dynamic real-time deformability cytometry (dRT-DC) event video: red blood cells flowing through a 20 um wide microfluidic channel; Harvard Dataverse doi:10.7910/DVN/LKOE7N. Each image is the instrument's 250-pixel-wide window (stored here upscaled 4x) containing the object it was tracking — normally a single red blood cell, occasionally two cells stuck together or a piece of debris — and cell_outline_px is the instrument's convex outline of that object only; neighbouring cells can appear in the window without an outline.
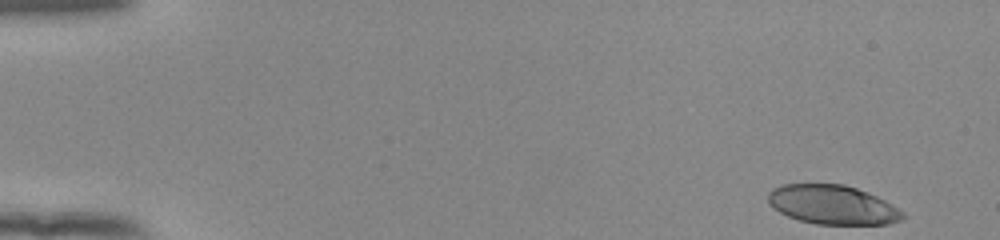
{"species": "human", "species_latin": "Homo sapiens", "temperature_condition": "room temperature", "stored_images_in_passage": 52, "camera_frame_rate_fps": 3000, "um_per_image_px": 0.085, "donor": {"sex": "female"}, "frame": {"image": 1, "passage_image": 1, "time_ms": 0.0, "image_size_px": [1000, 240], "cell_outline_px": [[908, 216], [904, 220], [888, 224], [816, 224], [800, 220], [788, 216], [772, 208], [768, 204], [768, 192], [772, 188], [784, 184], [844, 184], [868, 192], [892, 204], [904, 212]], "centroid_in_image_um": [70.79, 17.41], "position_along_channel_um": 14.2, "area_um2": 30.98}}
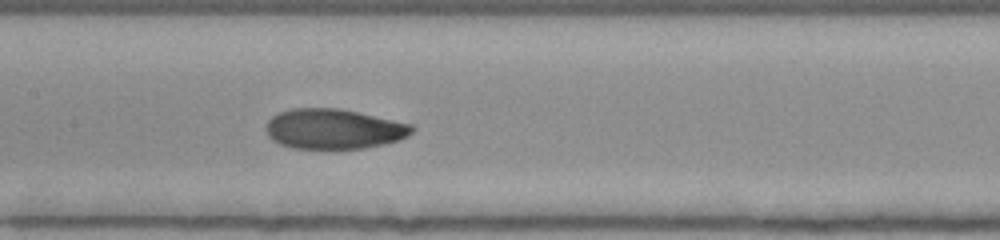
{"frame": {"image": 2, "passage_image": 25, "time_ms": 8.0, "image_size_px": [1000, 240], "cell_outline_px": [[416, 128], [408, 136], [400, 140], [384, 144], [364, 148], [292, 148], [280, 144], [272, 140], [268, 136], [264, 128], [268, 120], [272, 116], [280, 112], [292, 108], [336, 108], [356, 112], [412, 124]], "centroid_in_image_um": [28.35, 10.96], "position_along_channel_um": 179.0, "area_um2": 34.04}}
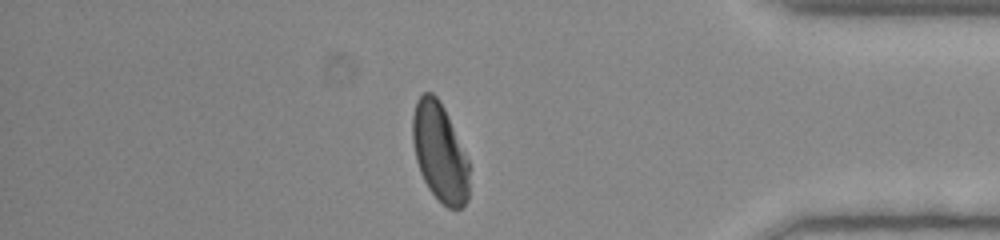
{"frame": {"image": 3, "passage_image": 44, "time_ms": 14.333, "image_size_px": [1000, 240], "cell_outline_px": [[468, 200], [460, 208], [448, 208], [428, 188], [420, 172], [416, 160], [412, 140], [412, 116], [416, 100], [424, 92], [432, 92], [440, 100], [448, 116], [468, 160]], "centroid_in_image_um": [37.35, 12.92], "position_along_channel_um": 397.8, "area_um2": 32.25}}